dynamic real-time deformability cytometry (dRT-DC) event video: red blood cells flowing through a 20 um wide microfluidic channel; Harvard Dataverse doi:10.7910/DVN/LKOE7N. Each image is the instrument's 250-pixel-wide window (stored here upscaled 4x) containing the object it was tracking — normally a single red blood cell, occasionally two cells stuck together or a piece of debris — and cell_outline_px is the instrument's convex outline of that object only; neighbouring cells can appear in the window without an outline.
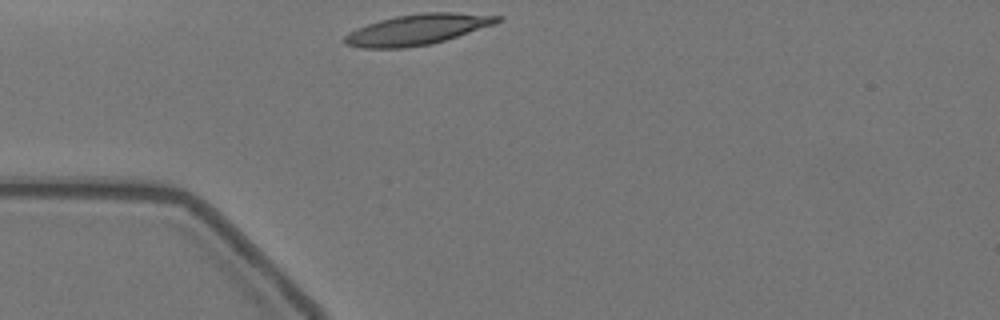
{"species": "Egyptian fruit bat (a non-hibernating species)", "species_latin": "Rousettus aegyptiacus", "temperature_condition": "warm", "stored_images_in_passage": 4, "camera_frame_rate_fps": 3000, "um_per_image_px": 0.085, "animal": {"sex": "female"}, "frame": {"image": 1, "passage_image": 1, "time_ms": 0.0, "image_size_px": [1000, 320], "cell_outline_px": [[504, 20], [496, 24], [432, 44], [404, 48], [364, 48], [344, 44], [344, 36], [348, 32], [356, 28], [380, 20], [396, 16], [424, 12], [452, 12], [504, 16]], "centroid_in_image_um": [35.51, 2.5], "position_along_channel_um": 49.5, "area_um2": 27.34}}